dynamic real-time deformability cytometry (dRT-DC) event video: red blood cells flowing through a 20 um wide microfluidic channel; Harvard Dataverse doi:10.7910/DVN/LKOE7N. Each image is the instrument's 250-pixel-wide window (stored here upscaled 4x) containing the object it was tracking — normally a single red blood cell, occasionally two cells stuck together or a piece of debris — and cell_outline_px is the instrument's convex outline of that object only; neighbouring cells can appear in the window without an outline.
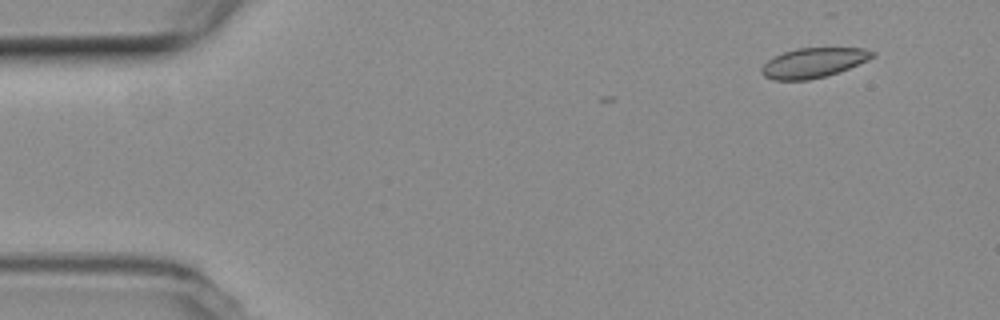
{"species": "common noctule bat (a hibernating species)", "species_latin": "Nyctalus noctula", "temperature_condition": "room temperature", "stored_images_in_passage": 16, "camera_frame_rate_fps": 3000, "um_per_image_px": 0.085, "animal": {"sex": "female", "body_mass_g": 19.3, "forearm_length_mm": 54.1}, "frame": {"image": 1, "passage_image": 1, "time_ms": 0.0, "image_size_px": [1000, 320], "cell_outline_px": [[876, 56], [868, 60], [828, 76], [808, 80], [772, 80], [764, 76], [760, 72], [760, 68], [768, 60], [784, 52], [796, 48], [864, 48], [876, 52]], "centroid_in_image_um": [69.15, 5.34], "position_along_channel_um": 15.9, "area_um2": 19.31}}
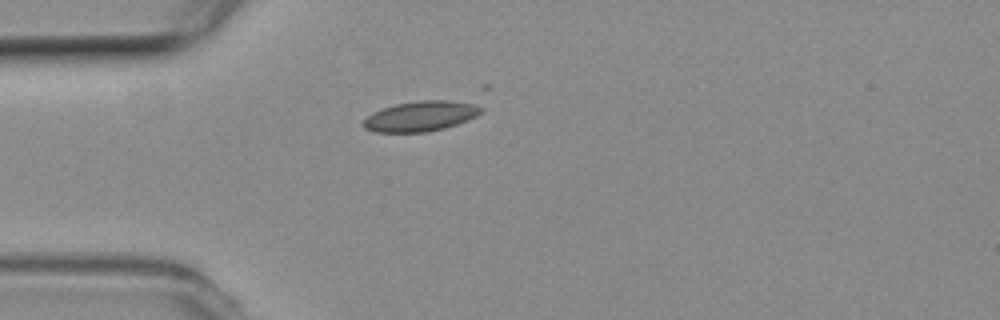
{"frame": {"image": 2, "passage_image": 11, "time_ms": 3.333, "image_size_px": [1000, 320], "cell_outline_px": [[484, 112], [476, 116], [456, 124], [444, 128], [428, 132], [376, 132], [364, 128], [364, 120], [372, 112], [396, 104], [420, 100], [448, 100], [472, 104], [484, 108]], "centroid_in_image_um": [35.77, 9.87], "position_along_channel_um": 49.2, "area_um2": 20.52}}
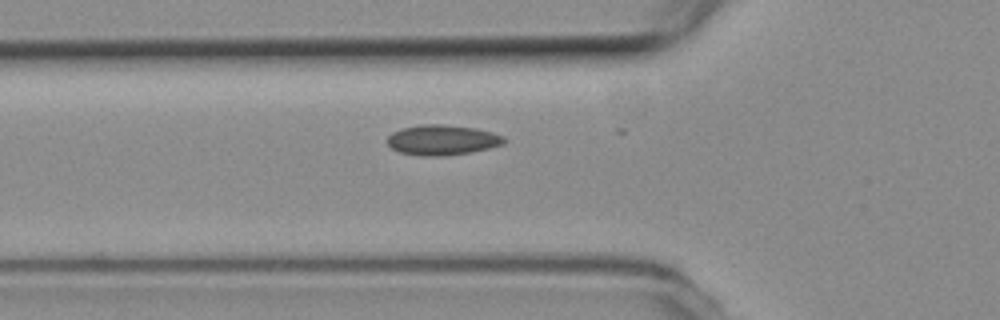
{"frame": {"image": 3, "passage_image": 15, "time_ms": 4.667, "image_size_px": [1000, 320], "cell_outline_px": [[508, 140], [504, 144], [472, 152], [448, 156], [420, 156], [400, 152], [392, 148], [388, 144], [388, 136], [392, 132], [400, 128], [420, 124], [440, 124], [476, 128], [492, 132], [504, 136]], "centroid_in_image_um": [37.61, 11.9], "position_along_channel_um": 88.2, "area_um2": 20.81}}